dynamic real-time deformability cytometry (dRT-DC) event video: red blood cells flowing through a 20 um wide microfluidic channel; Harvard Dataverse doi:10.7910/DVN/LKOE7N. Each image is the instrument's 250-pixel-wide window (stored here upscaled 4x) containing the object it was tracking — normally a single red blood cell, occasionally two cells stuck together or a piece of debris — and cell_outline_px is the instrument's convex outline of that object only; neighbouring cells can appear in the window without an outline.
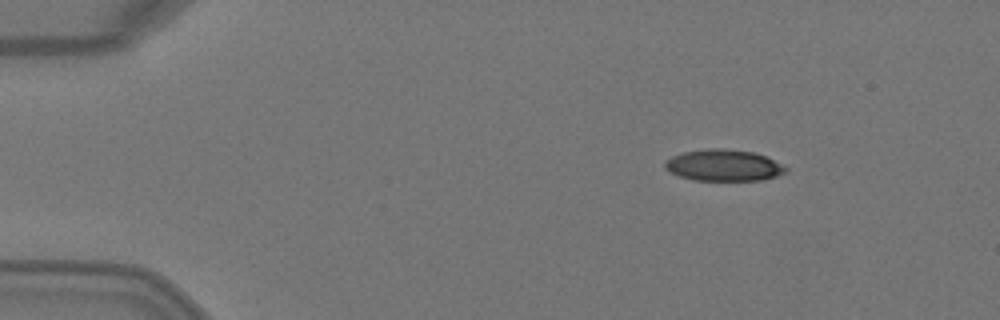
{"species": "Egyptian fruit bat (a non-hibernating species)", "species_latin": "Rousettus aegyptiacus", "temperature_condition": "warm", "stored_images_in_passage": 3, "camera_frame_rate_fps": 3000, "um_per_image_px": 0.085, "animal": {"sex": "female"}, "frame": {"image": 1, "passage_image": 1, "time_ms": 0.0, "image_size_px": [1000, 320], "cell_outline_px": [[788, 172], [764, 180], [692, 180], [668, 172], [664, 168], [664, 164], [672, 156], [684, 152], [708, 148], [720, 148], [756, 152], [788, 168]], "centroid_in_image_um": [61.5, 14.05], "position_along_channel_um": 23.5, "area_um2": 22.14}}